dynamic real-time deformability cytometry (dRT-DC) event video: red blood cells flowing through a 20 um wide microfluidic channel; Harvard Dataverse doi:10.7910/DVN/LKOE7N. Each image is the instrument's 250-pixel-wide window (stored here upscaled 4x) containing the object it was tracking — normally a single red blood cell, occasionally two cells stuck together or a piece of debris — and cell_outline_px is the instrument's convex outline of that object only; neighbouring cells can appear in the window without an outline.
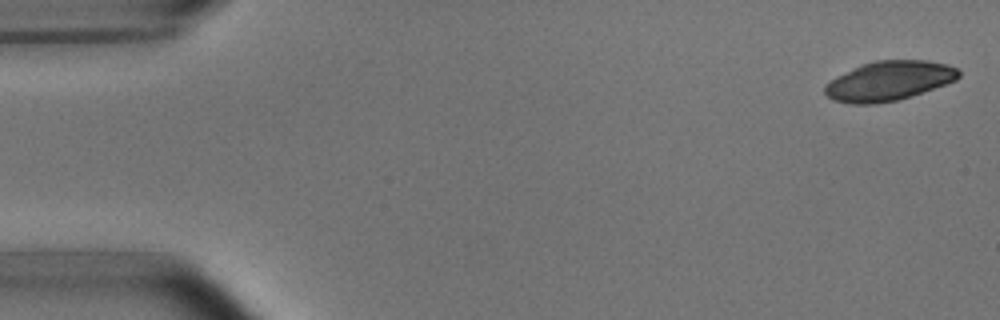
{"species": "common noctule bat (a hibernating species)", "species_latin": "Nyctalus noctula", "temperature_condition": "room temperature", "stored_images_in_passage": 5, "camera_frame_rate_fps": 3000, "um_per_image_px": 0.085, "animal": {"sex": "male", "body_mass_g": 15.6}, "frame": {"image": 1, "passage_image": 1, "time_ms": 0.0, "image_size_px": [1000, 320], "cell_outline_px": [[960, 76], [956, 80], [912, 96], [896, 100], [872, 104], [852, 104], [832, 100], [824, 92], [824, 88], [836, 76], [860, 64], [876, 60], [928, 60], [948, 64], [956, 68], [960, 72]], "centroid_in_image_um": [75.56, 6.87], "position_along_channel_um": 9.4, "area_um2": 30.81}}